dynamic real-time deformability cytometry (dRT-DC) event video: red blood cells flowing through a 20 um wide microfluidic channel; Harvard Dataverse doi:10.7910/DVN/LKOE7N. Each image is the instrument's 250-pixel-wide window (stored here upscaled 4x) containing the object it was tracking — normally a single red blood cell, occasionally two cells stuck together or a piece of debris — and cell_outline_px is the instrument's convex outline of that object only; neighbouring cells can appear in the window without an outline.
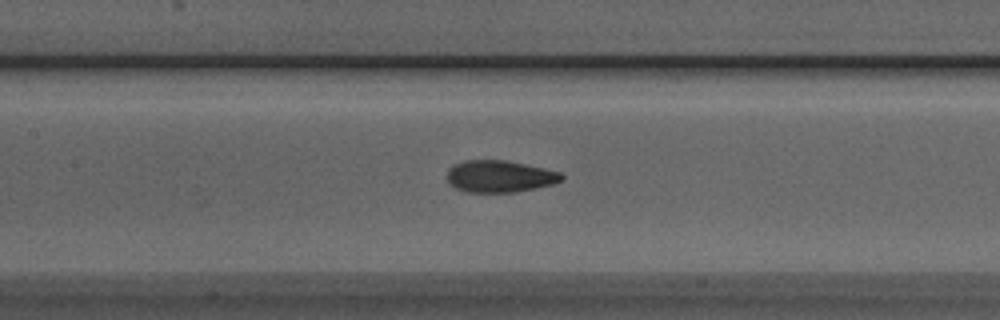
{"species": "Egyptian fruit bat (a non-hibernating species)", "species_latin": "Rousettus aegyptiacus", "temperature_condition": "room temperature", "stored_images_in_passage": 39, "camera_frame_rate_fps": 3000, "um_per_image_px": 0.085, "animal": {"sex": "male"}, "frame": {"image": 1, "passage_image": 18, "time_ms": 5.667, "image_size_px": [1000, 320], "cell_outline_px": [[564, 180], [552, 184], [516, 192], [468, 192], [456, 188], [448, 184], [448, 168], [452, 164], [464, 160], [508, 160], [560, 172], [564, 176]], "centroid_in_image_um": [42.45, 14.98], "position_along_channel_um": 164.9, "area_um2": 21.39}}
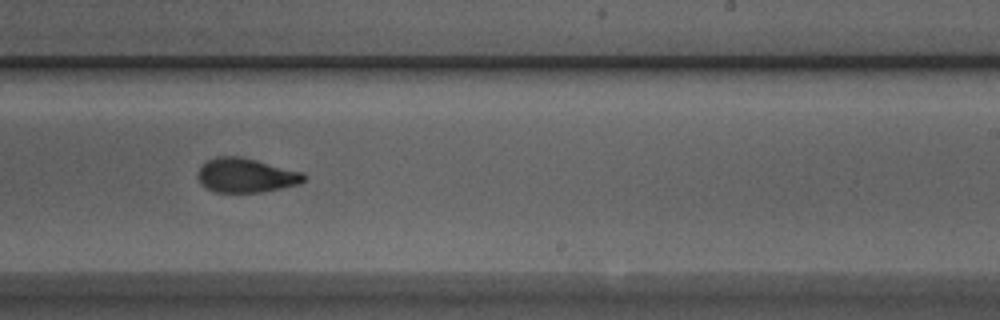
{"frame": {"image": 2, "passage_image": 26, "time_ms": 8.333, "image_size_px": [1000, 320], "cell_outline_px": [[304, 180], [300, 184], [260, 192], [216, 192], [200, 184], [196, 176], [196, 172], [200, 164], [204, 160], [216, 156], [240, 156], [304, 172]], "centroid_in_image_um": [20.83, 14.88], "position_along_channel_um": 268.2, "area_um2": 21.44}}
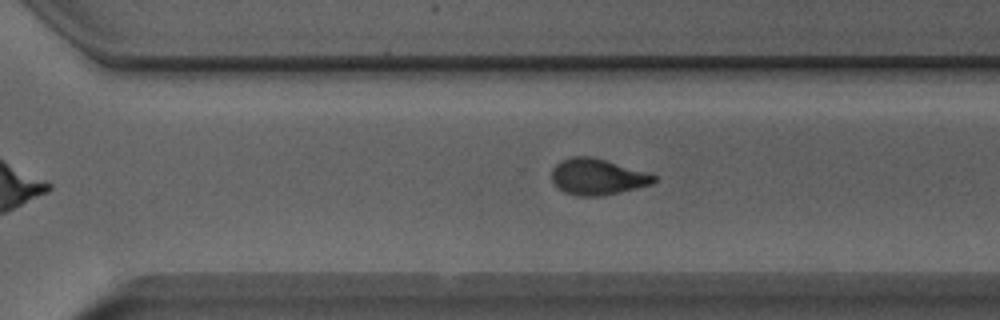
{"frame": {"image": 3, "passage_image": 30, "time_ms": 9.667, "image_size_px": [1000, 320], "cell_outline_px": [[656, 180], [652, 184], [600, 196], [576, 196], [564, 192], [552, 180], [552, 168], [560, 160], [572, 156], [592, 156], [644, 172], [656, 176]], "centroid_in_image_um": [50.73, 15.02], "position_along_channel_um": 319.9, "area_um2": 21.15}, "authors_computed_cell_mechanics": {"area_um2": 21.4438, "velocity_mm_per_s": 3.8894, "shape_relaxation_time_tau1_ms": 5.6961, "shape_relaxation_time_tau2_ms": 1.3536, "deformation_change_tau1": 0.1897, "deformation_change_tau2": 0.0764}}